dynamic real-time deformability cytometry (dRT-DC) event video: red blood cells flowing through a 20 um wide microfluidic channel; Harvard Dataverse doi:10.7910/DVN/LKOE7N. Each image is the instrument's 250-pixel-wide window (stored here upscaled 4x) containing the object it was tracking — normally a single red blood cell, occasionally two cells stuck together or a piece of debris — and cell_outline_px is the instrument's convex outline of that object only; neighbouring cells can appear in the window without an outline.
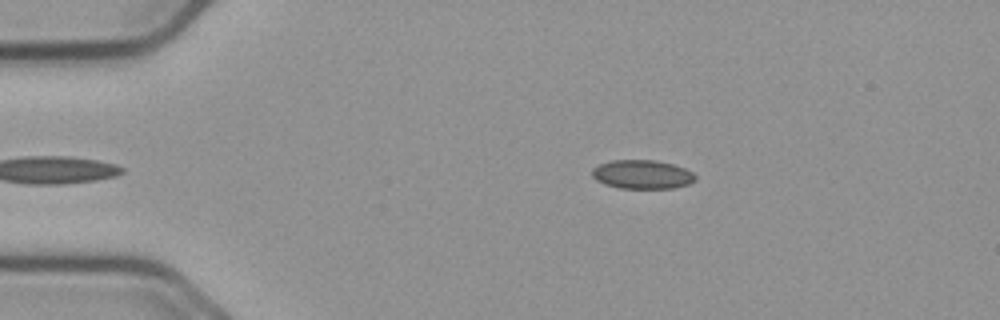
{"species": "common noctule bat (a hibernating species)", "species_latin": "Nyctalus noctula", "temperature_condition": "cold", "stored_images_in_passage": 41, "camera_frame_rate_fps": 3000, "um_per_image_px": 0.085, "animal": {"sex": "male", "body_mass_g": 23.1, "forearm_length_mm": 52.7}, "frame": {"image": 1, "passage_image": 3, "time_ms": 0.667, "image_size_px": [1000, 320], "cell_outline_px": [[696, 180], [688, 184], [672, 188], [620, 188], [604, 184], [596, 180], [592, 176], [592, 168], [600, 164], [612, 160], [656, 160], [672, 164], [684, 168], [692, 172], [696, 176]], "centroid_in_image_um": [54.58, 14.82], "position_along_channel_um": 30.4, "area_um2": 17.34}}
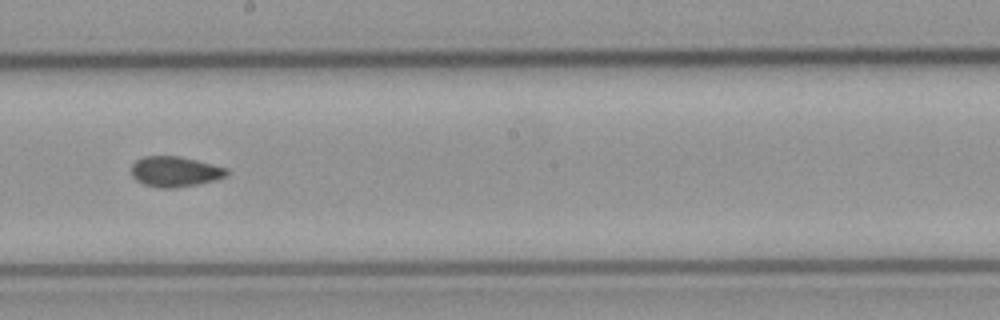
{"frame": {"image": 2, "passage_image": 24, "time_ms": 7.667, "image_size_px": [1000, 320], "cell_outline_px": [[228, 176], [216, 180], [200, 184], [176, 188], [160, 188], [144, 184], [136, 180], [132, 176], [132, 164], [136, 160], [144, 156], [180, 156], [228, 168]], "centroid_in_image_um": [14.9, 14.59], "position_along_channel_um": 233.3, "area_um2": 17.05}}
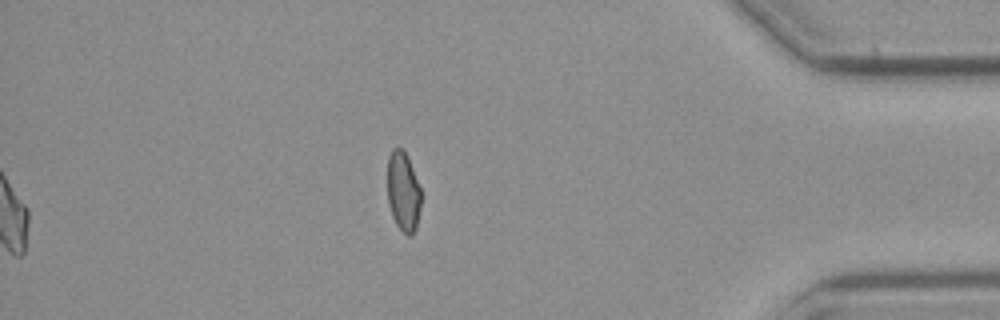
{"frame": {"image": 3, "passage_image": 41, "time_ms": 13.333, "image_size_px": [1000, 320], "cell_outline_px": [[420, 204], [416, 228], [412, 236], [408, 236], [396, 224], [392, 216], [388, 204], [388, 156], [392, 148], [404, 148], [420, 188]], "centroid_in_image_um": [34.26, 16.27], "position_along_channel_um": 400.9, "area_um2": 15.49}, "authors_computed_cell_mechanics": {"area_um2": 17.1666, "velocity_mm_per_s": 3.6601, "shape_relaxation_time_tau1_ms": null, "shape_relaxation_time_tau2_ms": 1.9746, "deformation_change_tau1": null, "deformation_change_tau2": 0.0713}}